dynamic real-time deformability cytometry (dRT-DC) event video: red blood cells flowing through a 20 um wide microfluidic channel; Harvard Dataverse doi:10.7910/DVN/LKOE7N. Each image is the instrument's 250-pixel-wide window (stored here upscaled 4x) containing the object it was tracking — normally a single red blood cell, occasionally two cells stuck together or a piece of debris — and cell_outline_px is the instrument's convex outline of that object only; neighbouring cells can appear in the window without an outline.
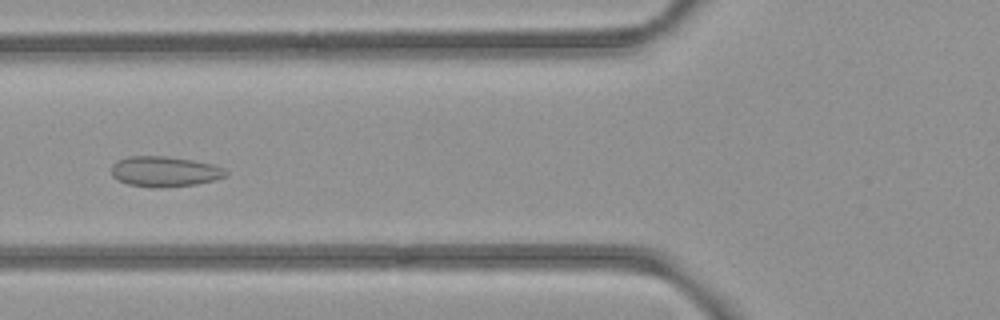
{"species": "common noctule bat (a hibernating species)", "species_latin": "Nyctalus noctula", "temperature_condition": "room temperature", "stored_images_in_passage": 49, "camera_frame_rate_fps": 3000, "um_per_image_px": 0.085, "animal": {"sex": "female", "body_mass_g": 21.9}, "frame": {"image": 1, "passage_image": 17, "time_ms": 5.333, "image_size_px": [1000, 320], "cell_outline_px": [[228, 176], [216, 180], [196, 184], [164, 188], [152, 188], [128, 184], [112, 176], [112, 164], [116, 160], [128, 156], [164, 156], [192, 160], [212, 164], [224, 168], [228, 172]], "centroid_in_image_um": [14.01, 14.59], "position_along_channel_um": 111.8, "area_um2": 20.46}}
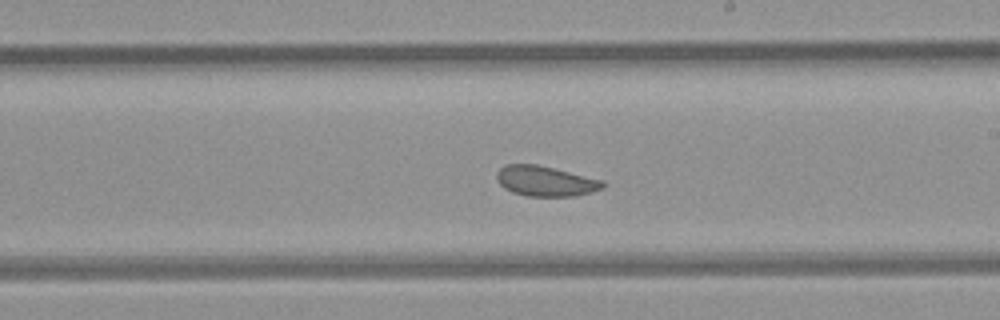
{"frame": {"image": 2, "passage_image": 27, "time_ms": 8.667, "image_size_px": [1000, 320], "cell_outline_px": [[604, 188], [592, 192], [576, 196], [524, 196], [512, 192], [504, 188], [496, 180], [496, 172], [504, 164], [536, 164], [604, 180]], "centroid_in_image_um": [46.35, 15.4], "position_along_channel_um": 242.7, "area_um2": 18.84}}
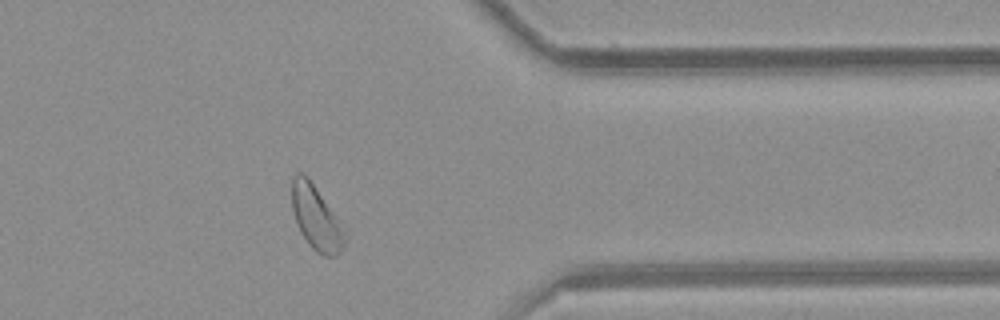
{"frame": {"image": 3, "passage_image": 39, "time_ms": 12.667, "image_size_px": [1000, 320], "cell_outline_px": [[348, 236], [340, 252], [336, 256], [324, 256], [316, 252], [308, 244], [300, 232], [292, 208], [292, 180], [296, 172], [300, 172], [308, 176], [336, 216]], "centroid_in_image_um": [26.88, 18.53], "position_along_channel_um": 384.5, "area_um2": 19.77}, "authors_computed_cell_mechanics": {"area_um2": 20.4612, "velocity_mm_per_s": 3.9335, "shape_relaxation_time_tau1_ms": null, "shape_relaxation_time_tau2_ms": 2.5057, "deformation_change_tau1": null, "deformation_change_tau2": 0.0714}}